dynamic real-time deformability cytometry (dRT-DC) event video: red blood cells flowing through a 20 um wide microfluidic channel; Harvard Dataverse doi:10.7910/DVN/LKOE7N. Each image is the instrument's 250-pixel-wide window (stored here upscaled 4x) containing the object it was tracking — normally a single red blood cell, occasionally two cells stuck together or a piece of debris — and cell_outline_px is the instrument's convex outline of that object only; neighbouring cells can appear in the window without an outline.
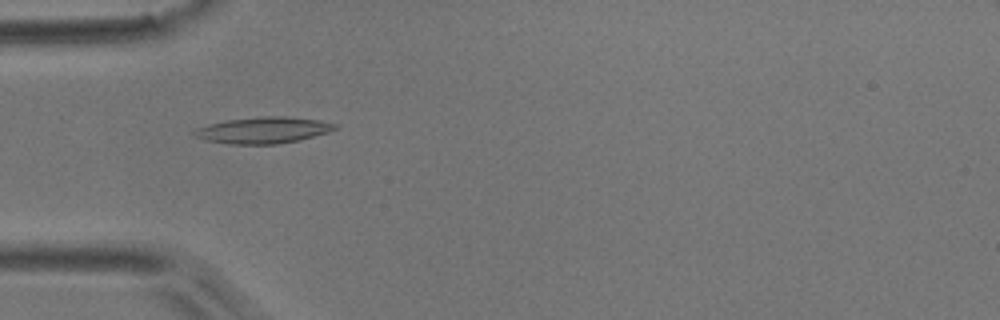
{"species": "common noctule bat (a hibernating species)", "species_latin": "Nyctalus noctula", "temperature_condition": "room temperature", "stored_images_in_passage": 4, "camera_frame_rate_fps": 3000, "um_per_image_px": 0.085, "animal": {"sex": "male", "body_mass_g": 17.9}, "frame": {"image": 1, "passage_image": 3, "time_ms": 3.333, "image_size_px": [1000, 320], "cell_outline_px": [[340, 128], [328, 132], [300, 140], [276, 144], [232, 144], [208, 140], [196, 136], [192, 132], [196, 128], [228, 120], [260, 116], [284, 116], [320, 120], [336, 124]], "centroid_in_image_um": [22.45, 11.06], "position_along_channel_um": 62.6, "area_um2": 21.39}}
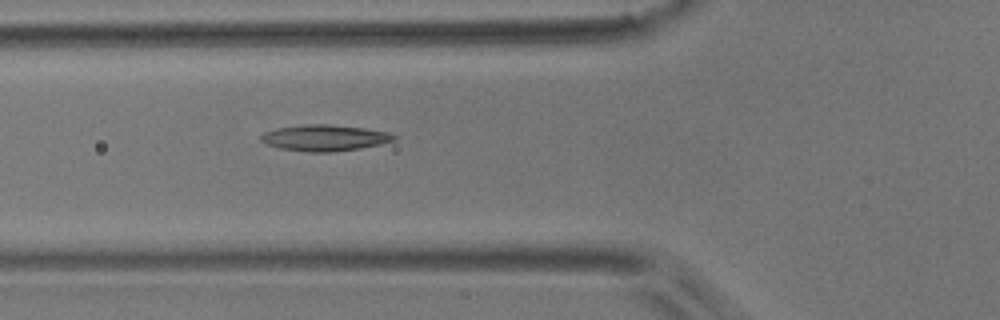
{"frame": {"image": 2, "passage_image": 4, "time_ms": 4.333, "image_size_px": [1000, 320], "cell_outline_px": [[396, 140], [380, 144], [360, 148], [332, 152], [308, 152], [280, 148], [264, 144], [260, 140], [260, 136], [264, 132], [276, 128], [304, 124], [328, 124], [364, 128], [388, 132], [396, 136]], "centroid_in_image_um": [27.56, 11.71], "position_along_channel_um": 98.2, "area_um2": 20.35}}